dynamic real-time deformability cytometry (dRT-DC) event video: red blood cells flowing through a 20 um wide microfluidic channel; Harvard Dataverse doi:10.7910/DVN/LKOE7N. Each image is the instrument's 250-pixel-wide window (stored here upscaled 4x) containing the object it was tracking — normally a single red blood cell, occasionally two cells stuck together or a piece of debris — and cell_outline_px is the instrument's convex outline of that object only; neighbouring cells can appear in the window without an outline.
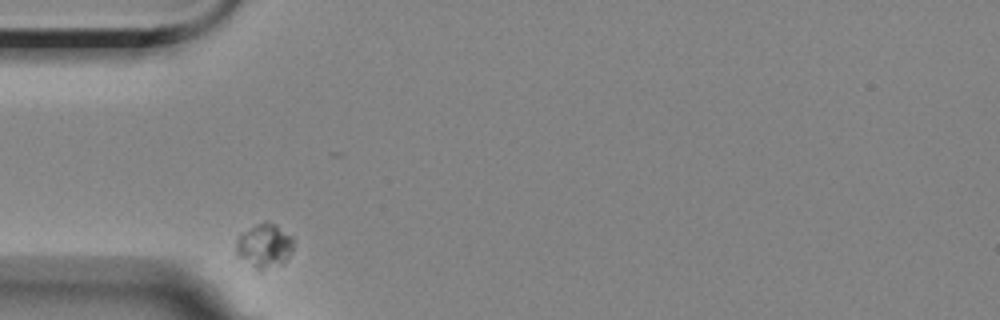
{"species": "Egyptian fruit bat (a non-hibernating species)", "species_latin": "Rousettus aegyptiacus", "temperature_condition": "room temperature", "stored_images_in_passage": 5, "camera_frame_rate_fps": 3000, "um_per_image_px": 0.085, "animal": {"sex": "female"}, "frame": {"image": 1, "passage_image": 1, "time_ms": 0.0, "image_size_px": [1000, 320], "cell_outline_px": [[292, 252], [284, 264], [260, 272], [256, 272], [236, 256], [236, 240], [240, 232], [264, 220], [276, 224], [292, 236]], "centroid_in_image_um": [22.43, 20.93], "position_along_channel_um": 62.6, "area_um2": 15.55}}
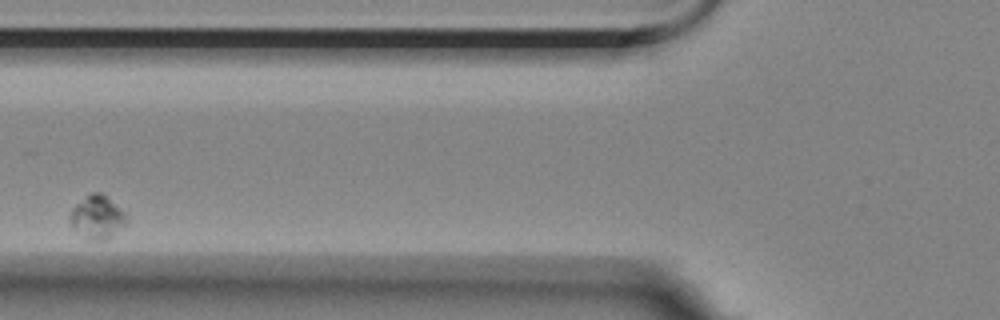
{"frame": {"image": 2, "passage_image": 2, "time_ms": 2.0, "image_size_px": [1000, 320], "cell_outline_px": [[128, 224], [108, 240], [96, 240], [72, 228], [72, 208], [76, 204], [92, 192], [100, 192], [120, 208], [128, 216]], "centroid_in_image_um": [8.35, 18.46], "position_along_channel_um": 117.4, "area_um2": 13.81}}
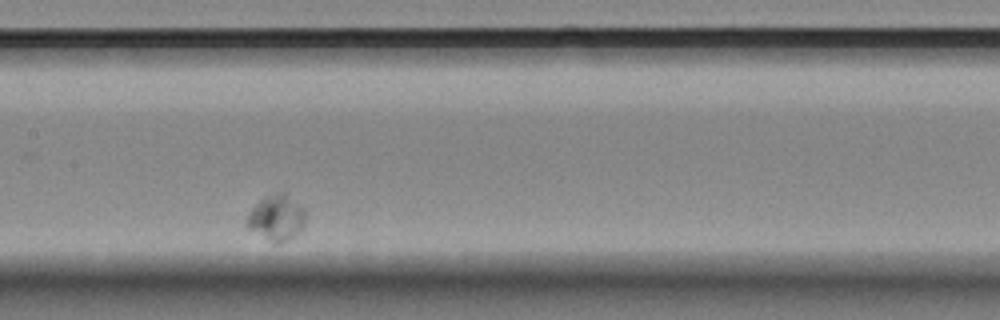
{"frame": {"image": 3, "passage_image": 4, "time_ms": 4.333, "image_size_px": [1000, 320], "cell_outline_px": [[304, 224], [288, 240], [272, 240], [248, 228], [244, 224], [244, 220], [252, 208], [264, 196], [280, 192], [284, 192], [304, 208]], "centroid_in_image_um": [23.46, 18.44], "position_along_channel_um": 183.9, "area_um2": 14.91}}